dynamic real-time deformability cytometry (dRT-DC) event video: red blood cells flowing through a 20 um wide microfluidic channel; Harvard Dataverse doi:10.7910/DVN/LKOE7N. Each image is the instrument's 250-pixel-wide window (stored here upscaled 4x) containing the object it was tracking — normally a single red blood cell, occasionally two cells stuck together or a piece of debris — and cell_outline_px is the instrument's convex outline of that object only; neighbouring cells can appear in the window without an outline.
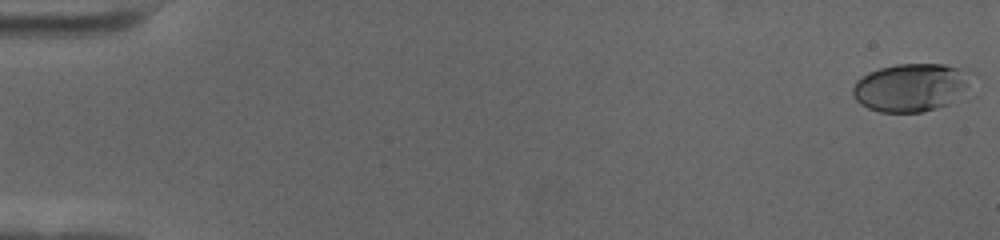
{"species": "human", "species_latin": "Homo sapiens", "temperature_condition": "cold", "stored_images_in_passage": 59, "camera_frame_rate_fps": 3000, "um_per_image_px": 0.085, "donor": {"sex": "female"}, "frame": {"image": 1, "passage_image": 1, "time_ms": 0.0, "image_size_px": [1000, 240], "cell_outline_px": [[964, 88], [948, 104], [936, 108], [920, 112], [880, 112], [868, 108], [860, 104], [856, 100], [852, 92], [852, 88], [856, 80], [868, 72], [880, 68], [896, 64], [944, 64], [956, 68], [964, 84]], "centroid_in_image_um": [77.19, 7.45], "position_along_channel_um": 7.8, "area_um2": 31.73}}
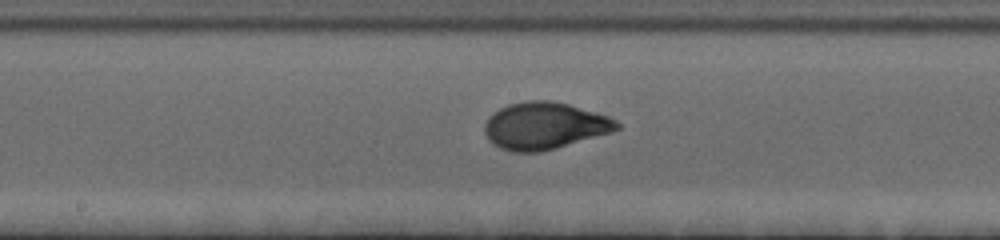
{"frame": {"image": 2, "passage_image": 32, "time_ms": 10.333, "image_size_px": [1000, 240], "cell_outline_px": [[620, 128], [612, 132], [556, 148], [540, 152], [512, 152], [500, 148], [492, 144], [488, 140], [484, 132], [484, 124], [488, 116], [500, 108], [508, 104], [524, 100], [552, 100], [568, 104], [596, 112], [608, 116], [616, 120], [620, 124]], "centroid_in_image_um": [46.26, 10.69], "position_along_channel_um": 201.9, "area_um2": 36.53}}
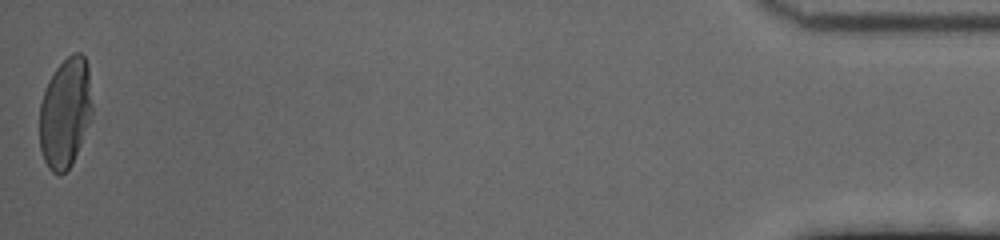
{"frame": {"image": 3, "passage_image": 59, "time_ms": 19.333, "image_size_px": [1000, 240], "cell_outline_px": [[92, 120], [72, 164], [60, 176], [56, 176], [48, 168], [44, 160], [40, 148], [40, 104], [44, 88], [48, 80], [56, 68], [72, 52], [80, 52], [84, 56], [88, 64], [92, 104]], "centroid_in_image_um": [5.56, 9.6], "position_along_channel_um": 429.6, "area_um2": 34.33}, "authors_computed_cell_mechanics": {"area_um2": 33.9864, "velocity_mm_per_s": 3.4885, "shape_relaxation_time_tau1_ms": 3.8561, "shape_relaxation_time_tau2_ms": null, "deformation_change_tau1": 0.1841, "deformation_change_tau2": null}}